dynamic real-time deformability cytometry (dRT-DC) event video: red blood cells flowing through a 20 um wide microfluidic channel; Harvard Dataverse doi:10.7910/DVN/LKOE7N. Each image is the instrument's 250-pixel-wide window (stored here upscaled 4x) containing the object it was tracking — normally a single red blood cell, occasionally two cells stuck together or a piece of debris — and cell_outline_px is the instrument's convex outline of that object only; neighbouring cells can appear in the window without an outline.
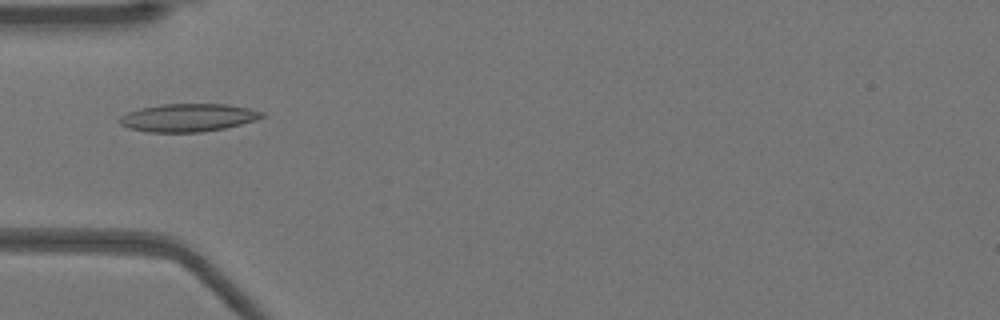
{"species": "Egyptian fruit bat (a non-hibernating species)", "species_latin": "Rousettus aegyptiacus", "temperature_condition": "warm", "stored_images_in_passage": 44, "camera_frame_rate_fps": 3000, "um_per_image_px": 0.085, "animal": {"sex": "female"}, "frame": {"image": 1, "passage_image": 9, "time_ms": 2.667, "image_size_px": [1000, 320], "cell_outline_px": [[264, 116], [256, 120], [224, 128], [200, 132], [148, 132], [128, 128], [120, 124], [116, 120], [120, 116], [128, 112], [140, 108], [160, 104], [224, 104], [248, 108], [264, 112]], "centroid_in_image_um": [15.94, 10.0], "position_along_channel_um": 69.1, "area_um2": 23.18}}
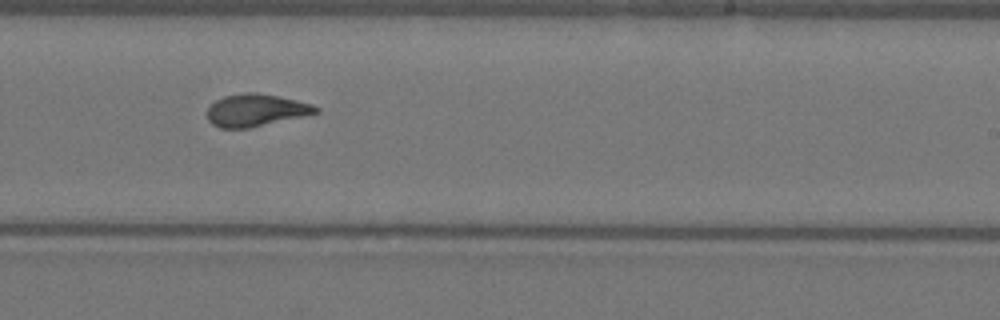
{"frame": {"image": 2, "passage_image": 24, "time_ms": 7.667, "image_size_px": [1000, 320], "cell_outline_px": [[320, 112], [248, 128], [220, 128], [212, 124], [208, 120], [208, 108], [216, 100], [224, 96], [244, 92], [256, 92], [296, 100], [312, 104], [320, 108]], "centroid_in_image_um": [21.74, 9.36], "position_along_channel_um": 267.3, "area_um2": 20.23}}
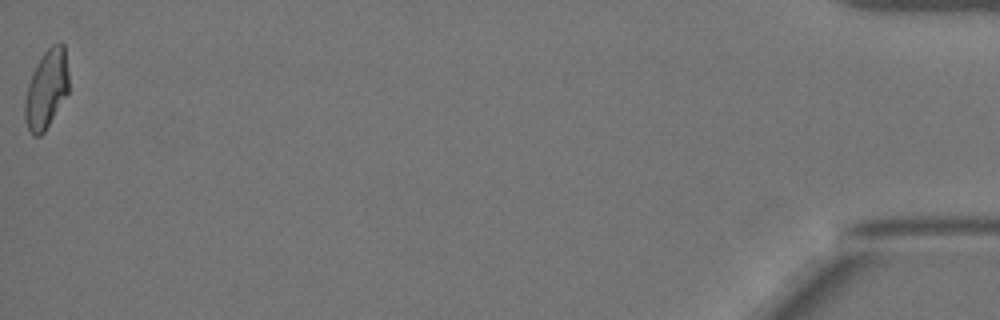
{"frame": {"image": 3, "passage_image": 44, "time_ms": 14.333, "image_size_px": [1000, 320], "cell_outline_px": [[68, 92], [44, 132], [40, 136], [32, 136], [28, 128], [24, 116], [24, 100], [28, 84], [44, 52], [52, 44], [60, 40], [64, 44], [68, 72]], "centroid_in_image_um": [3.95, 7.58], "position_along_channel_um": 431.3, "area_um2": 19.88}, "authors_computed_cell_mechanics": {"area_um2": 20.5768, "velocity_mm_per_s": 3.9539, "shape_relaxation_time_tau1_ms": 7.2556, "shape_relaxation_time_tau2_ms": 0.9955, "deformation_change_tau1": 0.2588, "deformation_change_tau2": 0.087}}